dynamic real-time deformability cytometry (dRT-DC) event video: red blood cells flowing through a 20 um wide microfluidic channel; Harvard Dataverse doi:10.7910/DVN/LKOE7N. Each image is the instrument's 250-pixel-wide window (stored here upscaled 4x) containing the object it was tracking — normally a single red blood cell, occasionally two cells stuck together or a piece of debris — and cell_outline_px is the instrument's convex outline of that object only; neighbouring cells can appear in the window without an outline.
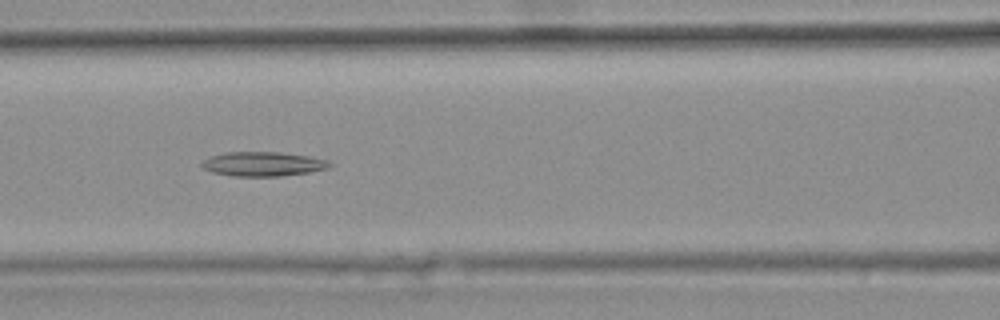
{"species": "common noctule bat (a hibernating species)", "species_latin": "Nyctalus noctula", "temperature_condition": "warm", "stored_images_in_passage": 34, "camera_frame_rate_fps": 3000, "um_per_image_px": 0.085, "animal": {"sex": "female", "body_mass_g": 25.1}, "frame": {"image": 1, "passage_image": 10, "time_ms": 3.0, "image_size_px": [1000, 320], "cell_outline_px": [[332, 164], [328, 168], [308, 172], [280, 176], [232, 176], [212, 172], [204, 168], [200, 164], [208, 156], [228, 152], [280, 152], [308, 156], [328, 160]], "centroid_in_image_um": [22.33, 13.93], "position_along_channel_um": 144.3, "area_um2": 18.09}}